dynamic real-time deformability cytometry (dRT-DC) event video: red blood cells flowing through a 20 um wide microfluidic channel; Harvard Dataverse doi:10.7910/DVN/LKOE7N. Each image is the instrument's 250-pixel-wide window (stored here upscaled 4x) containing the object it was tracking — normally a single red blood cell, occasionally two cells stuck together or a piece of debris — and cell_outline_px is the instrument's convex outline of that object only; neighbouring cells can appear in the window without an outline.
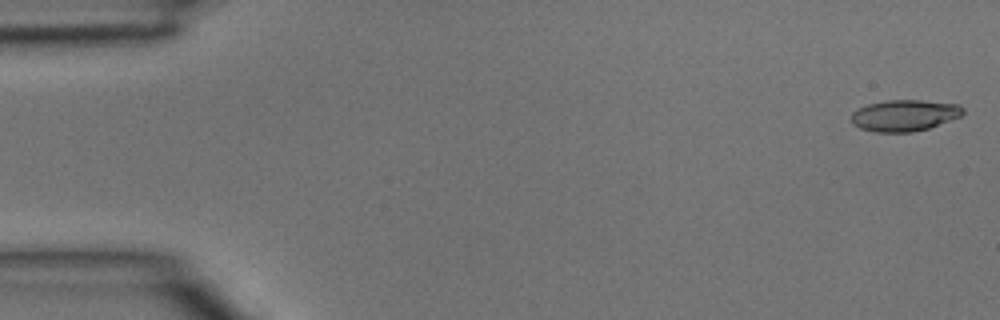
{"species": "common noctule bat (a hibernating species)", "species_latin": "Nyctalus noctula", "temperature_condition": "room temperature", "stored_images_in_passage": 4, "camera_frame_rate_fps": 3000, "um_per_image_px": 0.085, "animal": {"sex": "male", "body_mass_g": 15.6}, "frame": {"image": 1, "passage_image": 1, "time_ms": 0.0, "image_size_px": [1000, 320], "cell_outline_px": [[964, 112], [960, 116], [928, 128], [912, 132], [876, 132], [860, 128], [852, 124], [852, 112], [868, 104], [888, 100], [920, 100], [960, 104], [964, 108]], "centroid_in_image_um": [76.88, 9.8], "position_along_channel_um": 8.1, "area_um2": 20.29}}
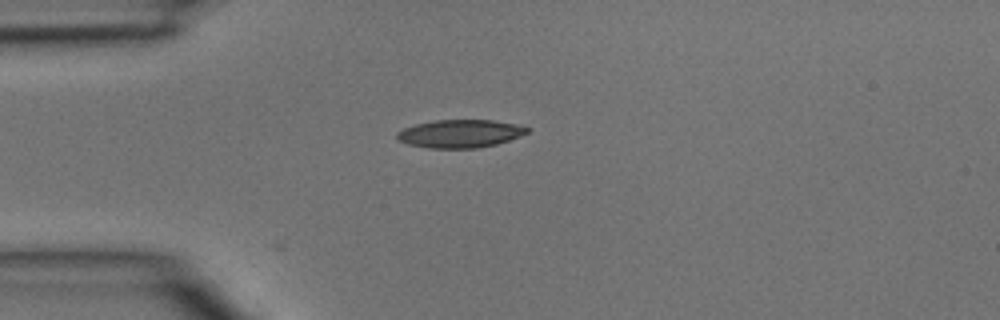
{"frame": {"image": 2, "passage_image": 4, "time_ms": 1.0, "image_size_px": [1000, 320], "cell_outline_px": [[532, 128], [528, 132], [508, 140], [496, 144], [476, 148], [428, 148], [408, 144], [396, 140], [396, 132], [404, 128], [416, 124], [436, 120], [492, 120], [516, 124]], "centroid_in_image_um": [39.08, 11.36], "position_along_channel_um": 45.9, "area_um2": 21.21}}